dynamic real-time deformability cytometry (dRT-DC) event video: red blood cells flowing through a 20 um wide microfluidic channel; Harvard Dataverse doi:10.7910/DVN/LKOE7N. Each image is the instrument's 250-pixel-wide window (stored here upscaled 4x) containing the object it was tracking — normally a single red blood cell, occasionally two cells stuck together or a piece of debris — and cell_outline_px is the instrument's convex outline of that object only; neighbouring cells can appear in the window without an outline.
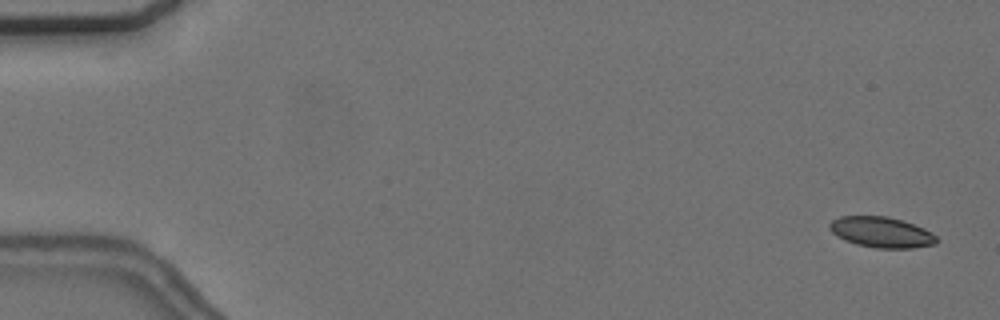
{"species": "common noctule bat (a hibernating species)", "species_latin": "Nyctalus noctula", "temperature_condition": "cold", "stored_images_in_passage": 7, "camera_frame_rate_fps": 3000, "um_per_image_px": 0.085, "animal": {"sex": "female", "body_mass_g": 24.6, "forearm_length_mm": 56.2}, "frame": {"image": 1, "passage_image": 1, "time_ms": 0.0, "image_size_px": [1000, 320], "cell_outline_px": [[940, 240], [936, 244], [912, 248], [876, 248], [856, 244], [844, 240], [836, 236], [828, 228], [828, 224], [832, 220], [840, 216], [888, 216], [924, 228], [932, 232]], "centroid_in_image_um": [74.91, 19.74], "position_along_channel_um": 10.1, "area_um2": 19.25}}